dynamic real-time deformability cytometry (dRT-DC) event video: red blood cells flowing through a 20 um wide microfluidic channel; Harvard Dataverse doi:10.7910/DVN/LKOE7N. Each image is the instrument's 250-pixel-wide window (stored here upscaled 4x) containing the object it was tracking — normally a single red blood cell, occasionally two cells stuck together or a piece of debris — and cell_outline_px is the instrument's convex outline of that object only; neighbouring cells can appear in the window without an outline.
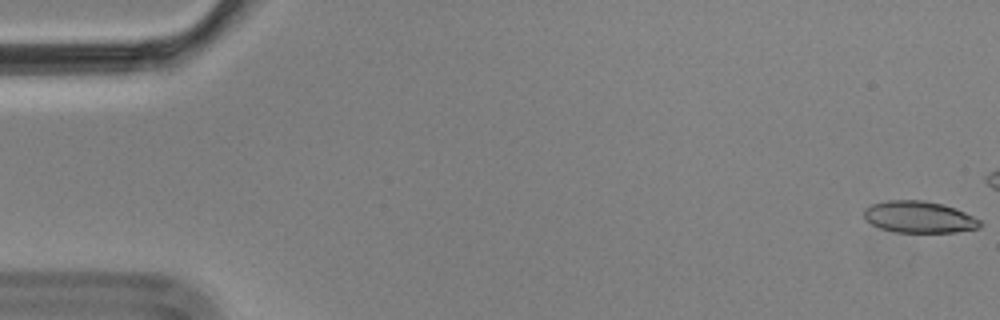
{"species": "Egyptian fruit bat (a non-hibernating species)", "species_latin": "Rousettus aegyptiacus", "temperature_condition": "cold", "stored_images_in_passage": 5, "camera_frame_rate_fps": 3000, "um_per_image_px": 0.085, "animal": {"sex": "male"}, "frame": {"image": 1, "passage_image": 1, "time_ms": 0.0, "image_size_px": [1000, 320], "cell_outline_px": [[984, 224], [980, 228], [956, 232], [896, 232], [880, 228], [864, 220], [864, 208], [872, 204], [888, 200], [924, 200], [944, 204], [956, 208], [980, 220]], "centroid_in_image_um": [78.13, 18.44], "position_along_channel_um": 6.9, "area_um2": 21.62}}